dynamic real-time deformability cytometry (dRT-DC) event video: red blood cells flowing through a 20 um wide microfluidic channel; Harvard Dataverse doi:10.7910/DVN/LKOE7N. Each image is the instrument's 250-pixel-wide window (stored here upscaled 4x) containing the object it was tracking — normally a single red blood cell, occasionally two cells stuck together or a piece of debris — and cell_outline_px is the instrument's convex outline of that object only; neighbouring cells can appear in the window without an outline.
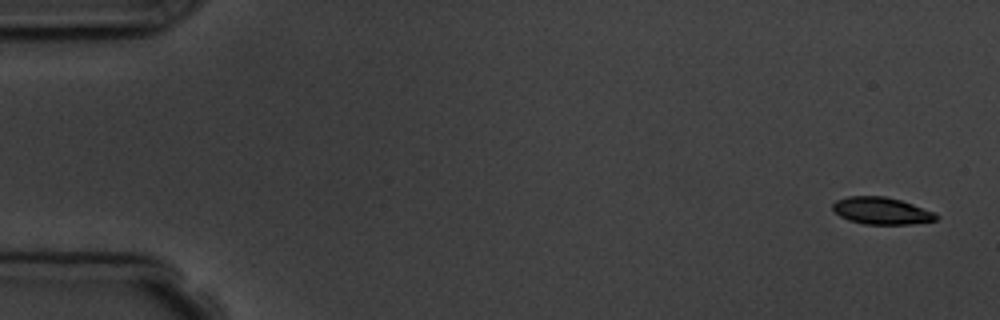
{"species": "common noctule bat (a hibernating species)", "species_latin": "Nyctalus noctula", "temperature_condition": "room temperature", "stored_images_in_passage": 5, "camera_frame_rate_fps": 3000, "um_per_image_px": 0.085, "animal": {"sex": "male", "body_mass_g": 19.5, "forearm_length_mm": 54.6}, "frame": {"image": 1, "passage_image": 1, "time_ms": 0.0, "image_size_px": [1000, 320], "cell_outline_px": [[940, 216], [936, 220], [912, 224], [864, 224], [848, 220], [840, 216], [832, 208], [832, 204], [836, 200], [848, 196], [884, 196], [900, 200], [912, 204], [932, 212]], "centroid_in_image_um": [74.9, 17.92], "position_along_channel_um": 10.1, "area_um2": 16.18}}
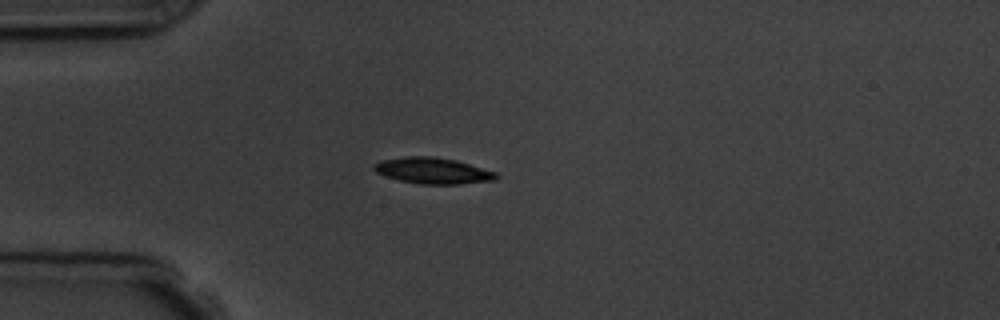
{"frame": {"image": 2, "passage_image": 5, "time_ms": 4.333, "image_size_px": [1000, 320], "cell_outline_px": [[500, 176], [496, 180], [460, 184], [420, 184], [400, 180], [376, 172], [372, 168], [372, 164], [380, 160], [408, 156], [432, 156], [456, 160], [496, 172]], "centroid_in_image_um": [36.8, 14.5], "position_along_channel_um": 48.2, "area_um2": 18.61}}